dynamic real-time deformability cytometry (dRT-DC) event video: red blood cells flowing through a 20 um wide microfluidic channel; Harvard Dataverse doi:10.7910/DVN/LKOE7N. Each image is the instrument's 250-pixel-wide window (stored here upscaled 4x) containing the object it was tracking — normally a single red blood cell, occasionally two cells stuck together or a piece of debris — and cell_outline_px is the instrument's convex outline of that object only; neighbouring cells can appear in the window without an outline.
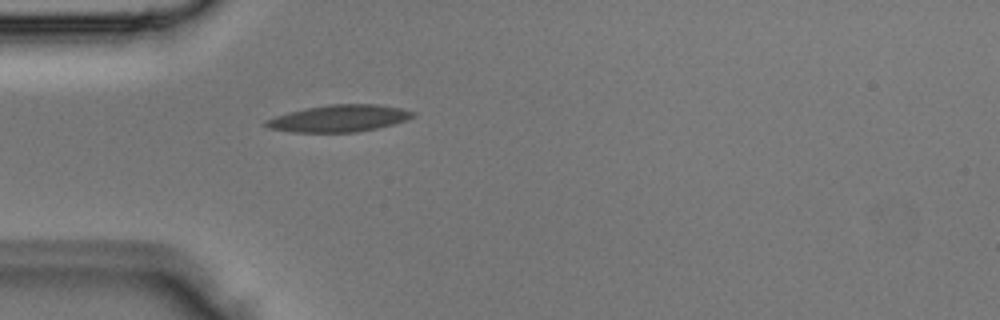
{"species": "Egyptian fruit bat (a non-hibernating species)", "species_latin": "Rousettus aegyptiacus", "temperature_condition": "room temperature", "stored_images_in_passage": 1, "camera_frame_rate_fps": 3000, "um_per_image_px": 0.085, "animal": {"sex": "male"}, "frame": {"image": 1, "passage_image": 1, "time_ms": 0.0, "image_size_px": [1000, 320], "cell_outline_px": [[416, 112], [412, 116], [404, 120], [392, 124], [376, 128], [356, 132], [292, 132], [268, 128], [260, 124], [264, 120], [288, 112], [328, 104], [376, 104], [400, 108]], "centroid_in_image_um": [28.74, 10.06], "position_along_channel_um": 56.3, "area_um2": 22.89}}